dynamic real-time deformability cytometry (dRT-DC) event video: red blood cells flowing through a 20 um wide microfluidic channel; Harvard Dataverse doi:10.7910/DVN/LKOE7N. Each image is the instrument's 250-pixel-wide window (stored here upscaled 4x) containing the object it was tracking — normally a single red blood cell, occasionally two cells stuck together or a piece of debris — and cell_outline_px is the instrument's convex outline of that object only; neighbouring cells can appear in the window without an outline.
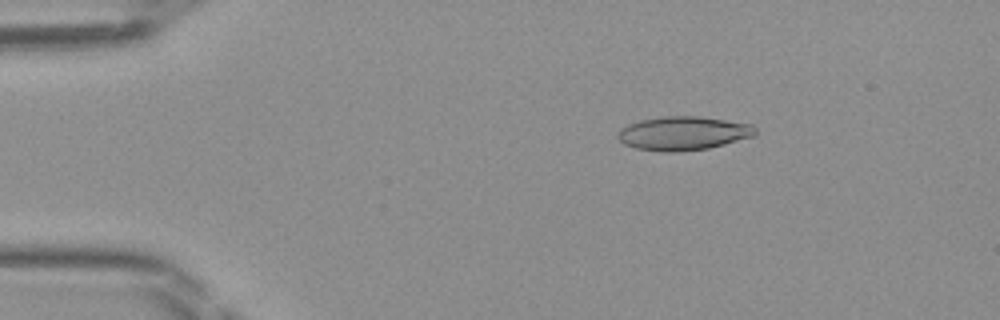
{"species": "Egyptian fruit bat (a non-hibernating species)", "species_latin": "Rousettus aegyptiacus", "temperature_condition": "room temperature", "stored_images_in_passage": 47, "camera_frame_rate_fps": 3000, "um_per_image_px": 0.085, "frame": {"image": 1, "passage_image": 8, "time_ms": 2.333, "image_size_px": [1000, 320], "cell_outline_px": [[756, 136], [708, 148], [680, 152], [664, 152], [636, 148], [624, 144], [616, 136], [620, 128], [628, 124], [640, 120], [664, 116], [700, 116], [752, 124], [756, 128]], "centroid_in_image_um": [58.08, 11.33], "position_along_channel_um": 26.9, "area_um2": 27.22}}
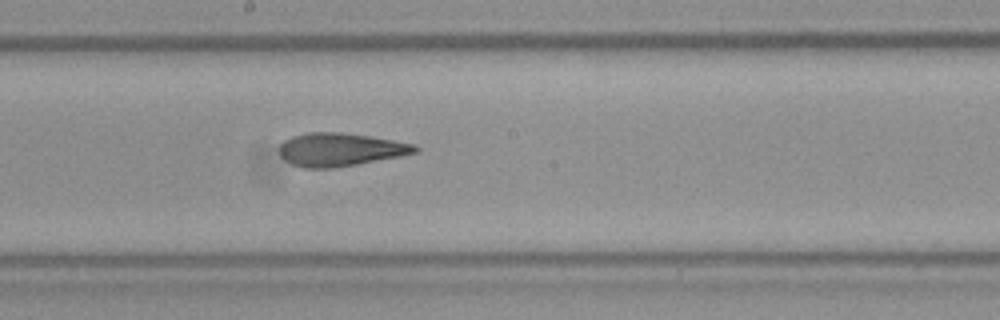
{"frame": {"image": 2, "passage_image": 26, "time_ms": 8.333, "image_size_px": [1000, 320], "cell_outline_px": [[420, 148], [416, 152], [400, 156], [356, 164], [332, 168], [300, 168], [284, 160], [280, 156], [280, 144], [284, 140], [292, 136], [308, 132], [340, 132], [372, 136], [416, 144]], "centroid_in_image_um": [28.9, 12.7], "position_along_channel_um": 219.3, "area_um2": 26.36}}
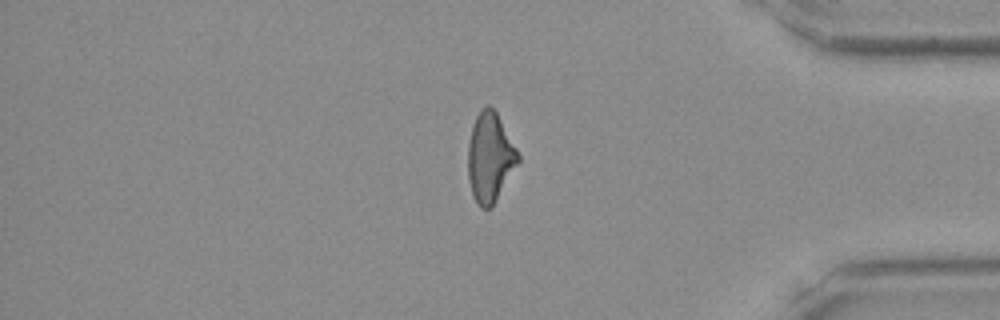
{"frame": {"image": 3, "passage_image": 40, "time_ms": 13.0, "image_size_px": [1000, 320], "cell_outline_px": [[520, 160], [492, 208], [480, 208], [472, 196], [468, 180], [468, 144], [472, 124], [476, 116], [488, 104], [496, 112], [516, 148], [520, 156]], "centroid_in_image_um": [41.63, 13.42], "position_along_channel_um": 393.6, "area_um2": 26.07}}